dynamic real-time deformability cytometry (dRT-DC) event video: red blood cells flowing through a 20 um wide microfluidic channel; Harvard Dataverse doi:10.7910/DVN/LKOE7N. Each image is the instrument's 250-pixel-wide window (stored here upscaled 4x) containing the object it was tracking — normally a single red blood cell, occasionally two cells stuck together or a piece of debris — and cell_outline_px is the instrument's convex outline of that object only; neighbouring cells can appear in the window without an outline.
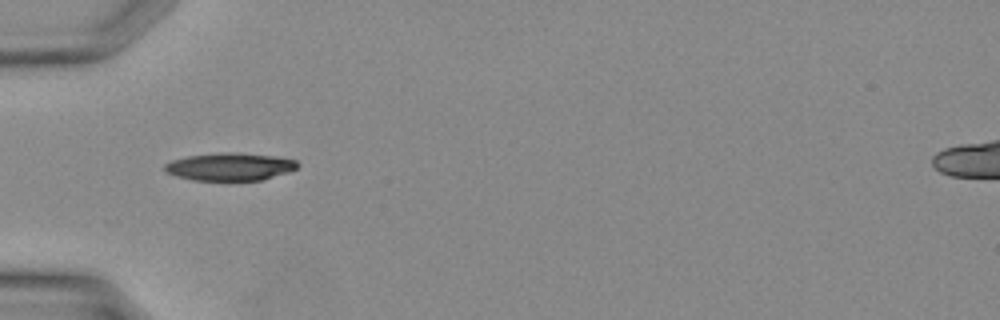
{"species": "Egyptian fruit bat (a non-hibernating species)", "species_latin": "Rousettus aegyptiacus", "temperature_condition": "warm", "stored_images_in_passage": 7, "camera_frame_rate_fps": 3000, "um_per_image_px": 0.085, "animal": {"sex": "female"}, "frame": {"image": 1, "passage_image": 1, "time_ms": 0.0, "image_size_px": [1000, 320], "cell_outline_px": [[300, 164], [296, 168], [288, 172], [260, 180], [192, 180], [176, 176], [164, 172], [164, 164], [172, 160], [188, 156], [220, 152], [240, 152], [276, 156], [296, 160]], "centroid_in_image_um": [19.53, 14.16], "position_along_channel_um": 65.5, "area_um2": 21.56}}
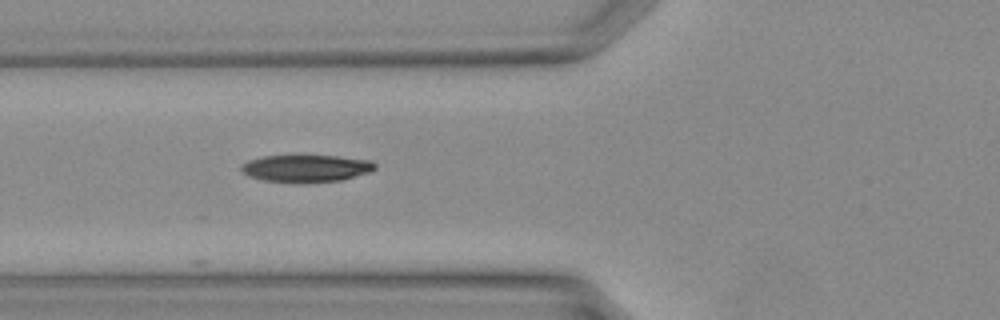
{"frame": {"image": 2, "passage_image": 3, "time_ms": 0.667, "image_size_px": [1000, 320], "cell_outline_px": [[376, 168], [368, 172], [340, 180], [264, 180], [248, 176], [240, 168], [240, 164], [248, 160], [264, 156], [336, 156], [372, 160], [376, 164]], "centroid_in_image_um": [26.02, 14.26], "position_along_channel_um": 99.8, "area_um2": 20.23}}
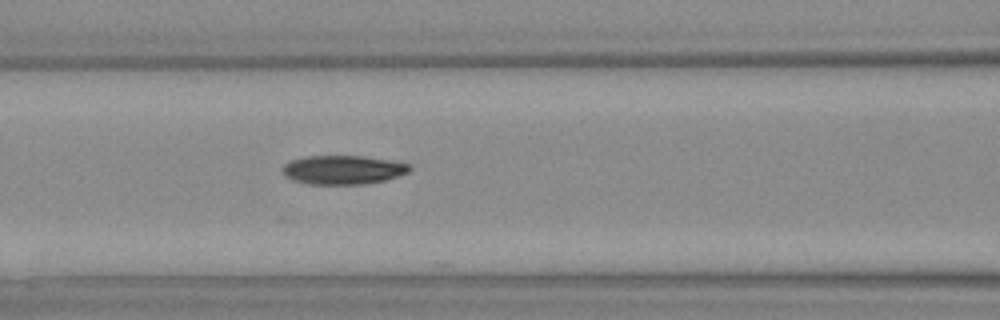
{"frame": {"image": 3, "passage_image": 5, "time_ms": 1.333, "image_size_px": [1000, 320], "cell_outline_px": [[412, 168], [408, 172], [384, 180], [364, 184], [308, 184], [292, 180], [284, 172], [284, 164], [292, 160], [308, 156], [360, 156], [388, 160], [408, 164]], "centroid_in_image_um": [29.15, 14.44], "position_along_channel_um": 137.4, "area_um2": 20.98}}